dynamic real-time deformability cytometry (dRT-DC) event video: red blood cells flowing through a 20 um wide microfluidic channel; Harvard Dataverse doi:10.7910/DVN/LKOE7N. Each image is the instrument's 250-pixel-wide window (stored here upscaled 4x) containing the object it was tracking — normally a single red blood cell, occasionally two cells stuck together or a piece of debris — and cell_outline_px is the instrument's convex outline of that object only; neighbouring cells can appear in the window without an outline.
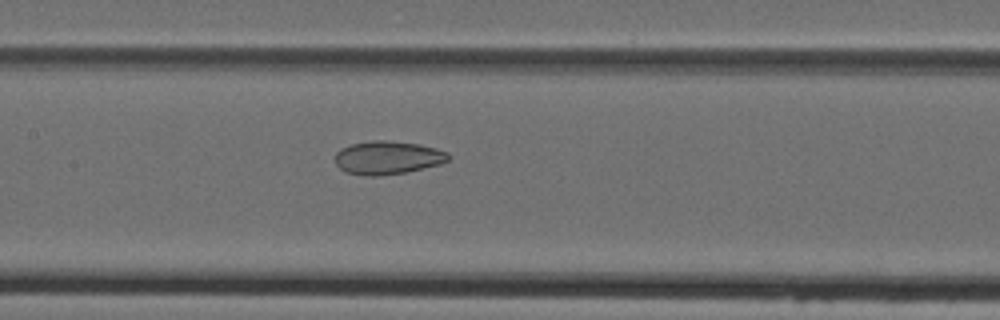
{"species": "Egyptian fruit bat (a non-hibernating species)", "species_latin": "Rousettus aegyptiacus", "temperature_condition": "cold", "stored_images_in_passage": 7, "segment_of_instrument_passage": [1, 2], "camera_frame_rate_fps": 3000, "um_per_image_px": 0.085, "animal": {"sex": "female"}, "frame": {"image": 1, "passage_image": 6, "time_ms": 6.667, "image_size_px": [1000, 320], "cell_outline_px": [[452, 156], [448, 160], [440, 164], [404, 172], [376, 176], [368, 176], [344, 172], [336, 164], [336, 152], [340, 148], [352, 144], [372, 140], [384, 140], [420, 144], [436, 148], [448, 152]], "centroid_in_image_um": [32.95, 13.39], "position_along_channel_um": 174.4, "area_um2": 21.96}}